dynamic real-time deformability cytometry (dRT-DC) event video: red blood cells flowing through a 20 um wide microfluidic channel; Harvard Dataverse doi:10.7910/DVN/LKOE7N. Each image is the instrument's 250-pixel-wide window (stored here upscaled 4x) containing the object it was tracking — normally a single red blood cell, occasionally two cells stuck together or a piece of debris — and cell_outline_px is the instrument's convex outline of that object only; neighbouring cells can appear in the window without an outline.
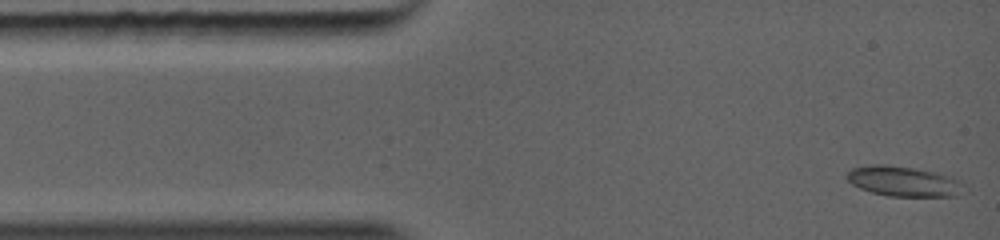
{"species": "common noctule bat (a hibernating species)", "species_latin": "Nyctalus noctula", "temperature_condition": "warm", "stored_images_in_passage": 71, "camera_frame_rate_fps": 5000, "um_per_image_px": 0.085, "animal": {"sex": "female", "body_mass_g": 19.0, "forearm_length_mm": 56.7}, "frame": {"image": 1, "passage_image": 1, "time_ms": 0.0, "image_size_px": [1000, 240], "cell_outline_px": [[968, 192], [956, 196], [888, 196], [872, 192], [860, 188], [852, 184], [844, 176], [852, 168], [872, 164], [884, 164], [916, 168], [944, 172], [960, 176]], "centroid_in_image_um": [76.97, 15.4], "position_along_channel_um": 8.0, "area_um2": 21.5}}
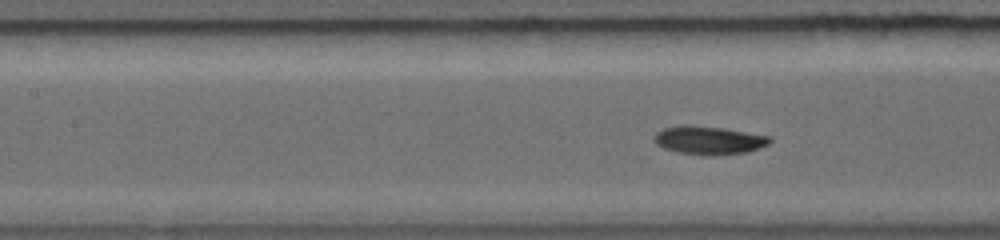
{"frame": {"image": 2, "passage_image": 28, "time_ms": 4.2, "image_size_px": [1000, 240], "cell_outline_px": [[768, 144], [748, 152], [712, 156], [680, 152], [664, 148], [656, 140], [656, 136], [660, 132], [672, 128], [716, 128], [764, 136], [768, 140]], "centroid_in_image_um": [60.32, 12.0], "position_along_channel_um": 147.1, "area_um2": 17.11}}
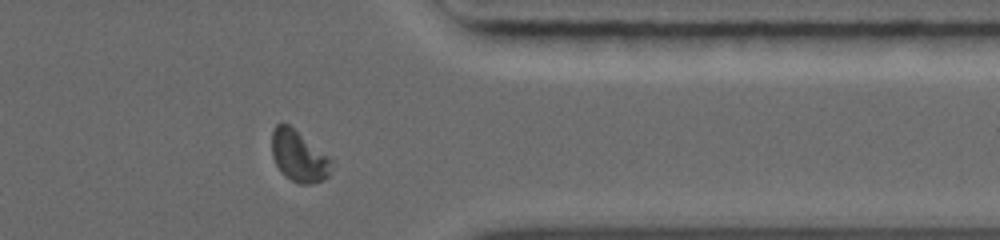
{"frame": {"image": 3, "passage_image": 62, "time_ms": 9.2, "image_size_px": [1000, 240], "cell_outline_px": [[328, 176], [324, 180], [308, 184], [300, 184], [284, 176], [276, 164], [272, 152], [272, 136], [276, 124], [288, 124], [324, 156], [328, 160]], "centroid_in_image_um": [25.3, 13.31], "position_along_channel_um": 386.1, "area_um2": 16.53}}